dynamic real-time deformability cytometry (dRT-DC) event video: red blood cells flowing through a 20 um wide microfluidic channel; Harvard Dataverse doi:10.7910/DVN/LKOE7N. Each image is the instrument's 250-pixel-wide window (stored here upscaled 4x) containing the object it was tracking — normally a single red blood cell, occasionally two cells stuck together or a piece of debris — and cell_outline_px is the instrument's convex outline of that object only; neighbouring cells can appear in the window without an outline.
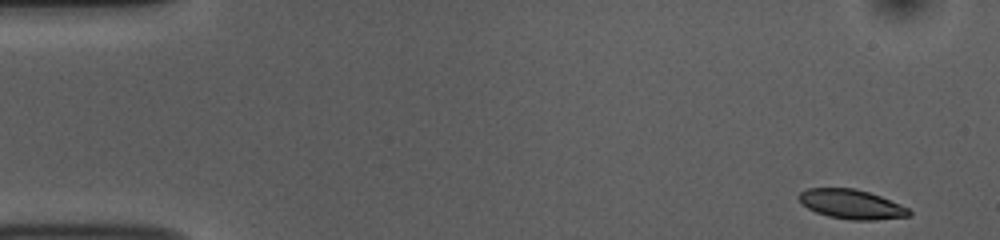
{"species": "common noctule bat (a hibernating species)", "species_latin": "Nyctalus noctula", "temperature_condition": "room temperature", "stored_images_in_passage": 51, "camera_frame_rate_fps": 3000, "um_per_image_px": 0.085, "animal": {"sex": "female", "body_mass_g": 10.0, "forearm_length_mm": 53.1}, "frame": {"image": 1, "passage_image": 1, "time_ms": 0.0, "image_size_px": [1000, 240], "cell_outline_px": [[912, 212], [908, 216], [876, 220], [852, 220], [828, 216], [816, 212], [808, 208], [796, 196], [800, 192], [808, 188], [852, 188], [868, 192], [880, 196], [900, 204], [908, 208]], "centroid_in_image_um": [72.37, 17.36], "position_along_channel_um": 12.6, "area_um2": 18.73}}
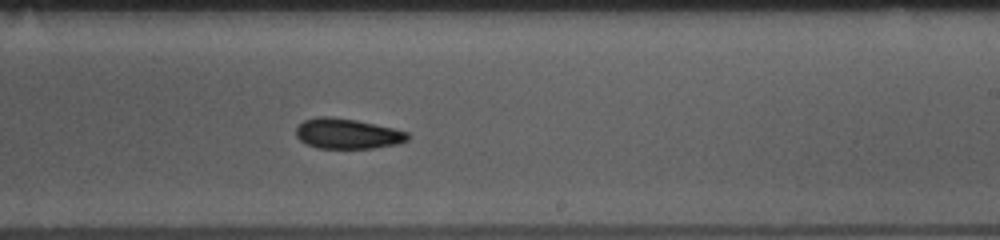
{"frame": {"image": 2, "passage_image": 30, "time_ms": 9.667, "image_size_px": [1000, 240], "cell_outline_px": [[408, 140], [396, 144], [372, 148], [316, 148], [300, 140], [296, 136], [296, 128], [304, 120], [320, 116], [328, 116], [356, 120], [392, 128], [408, 132]], "centroid_in_image_um": [29.5, 11.36], "position_along_channel_um": 259.5, "area_um2": 19.48}}
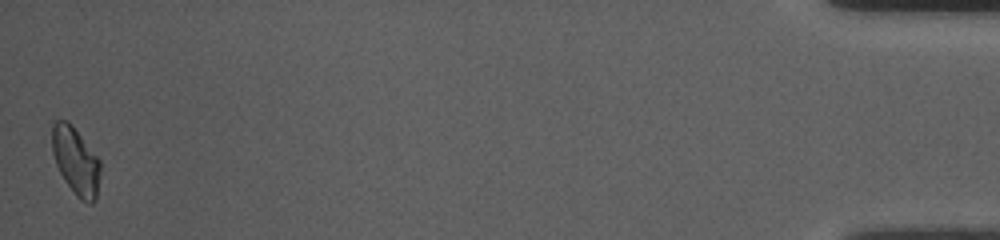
{"frame": {"image": 3, "passage_image": 51, "time_ms": 16.667, "image_size_px": [1000, 240], "cell_outline_px": [[100, 172], [96, 200], [92, 204], [88, 204], [80, 200], [76, 196], [64, 180], [56, 164], [52, 152], [52, 124], [56, 120], [68, 120], [72, 124], [100, 160]], "centroid_in_image_um": [6.44, 13.69], "position_along_channel_um": 428.8, "area_um2": 19.13}, "authors_computed_cell_mechanics": {"area_um2": 19.5364, "velocity_mm_per_s": 3.7362, "shape_relaxation_time_tau1_ms": 2.5218, "shape_relaxation_time_tau2_ms": 3.4083, "deformation_change_tau1": 0.1199, "deformation_change_tau2": 0.09}}